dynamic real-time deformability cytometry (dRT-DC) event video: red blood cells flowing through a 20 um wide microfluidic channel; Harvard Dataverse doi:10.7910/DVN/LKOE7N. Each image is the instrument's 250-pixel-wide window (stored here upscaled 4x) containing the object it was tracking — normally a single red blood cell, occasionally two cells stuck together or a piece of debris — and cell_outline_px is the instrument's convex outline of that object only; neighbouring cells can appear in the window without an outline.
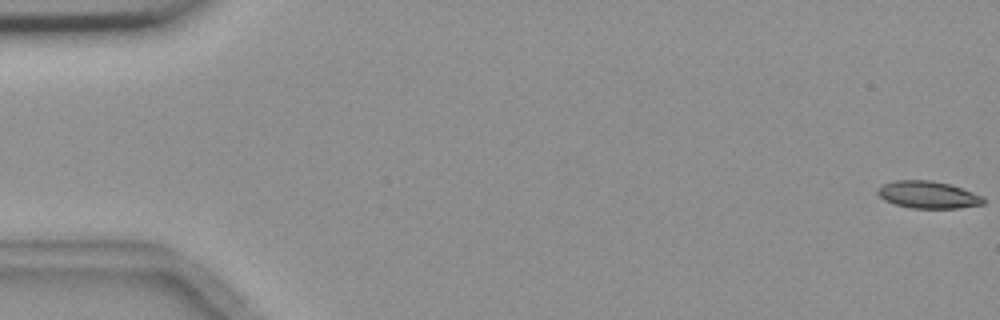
{"species": "common noctule bat (a hibernating species)", "species_latin": "Nyctalus noctula", "temperature_condition": "room temperature", "stored_images_in_passage": 5, "segment_of_instrument_passage": [1, 2], "camera_frame_rate_fps": 3000, "um_per_image_px": 0.085, "animal": {"sex": "female", "body_mass_g": 18.4}, "frame": {"image": 1, "passage_image": 1, "time_ms": 0.0, "image_size_px": [1000, 320], "cell_outline_px": [[984, 204], [960, 208], [912, 208], [896, 204], [884, 200], [876, 192], [884, 184], [896, 180], [928, 180], [948, 184], [984, 196]], "centroid_in_image_um": [78.9, 16.56], "position_along_channel_um": 6.1, "area_um2": 16.53}}
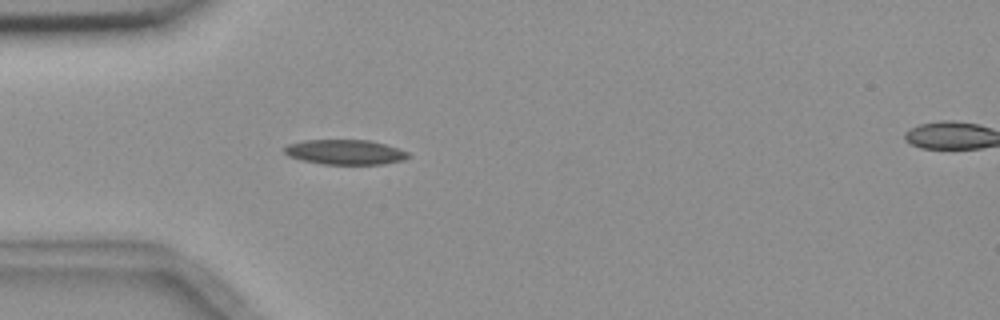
{"frame": {"image": 2, "passage_image": 4, "time_ms": 5.333, "image_size_px": [1000, 320], "cell_outline_px": [[412, 156], [404, 160], [384, 164], [320, 164], [288, 156], [284, 152], [284, 148], [288, 144], [304, 140], [368, 140], [384, 144], [408, 152]], "centroid_in_image_um": [29.34, 12.93], "position_along_channel_um": 55.7, "area_um2": 17.92}}